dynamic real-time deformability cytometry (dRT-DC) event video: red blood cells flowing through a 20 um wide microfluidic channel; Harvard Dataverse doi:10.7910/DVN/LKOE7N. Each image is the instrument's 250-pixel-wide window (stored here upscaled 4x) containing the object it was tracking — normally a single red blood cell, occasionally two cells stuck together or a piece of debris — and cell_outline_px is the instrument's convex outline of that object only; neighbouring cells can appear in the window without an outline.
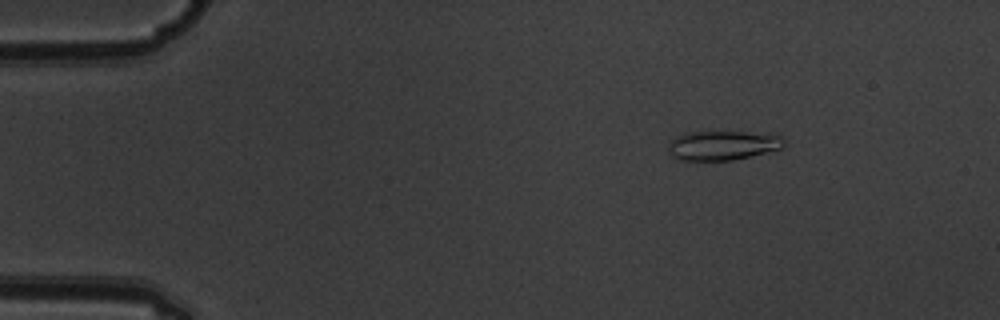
{"species": "common noctule bat (a hibernating species)", "species_latin": "Nyctalus noctula", "temperature_condition": "warm", "stored_images_in_passage": 8, "camera_frame_rate_fps": 3000, "um_per_image_px": 0.085, "animal": {"sex": "male", "body_mass_g": 19.5, "forearm_length_mm": 54.6}, "frame": {"image": 1, "passage_image": 3, "time_ms": 0.667, "image_size_px": [1000, 320], "cell_outline_px": [[784, 144], [780, 148], [732, 160], [680, 160], [672, 156], [668, 152], [668, 144], [676, 136], [684, 132], [744, 132], [784, 136]], "centroid_in_image_um": [61.36, 12.35], "position_along_channel_um": 23.6, "area_um2": 19.54}}
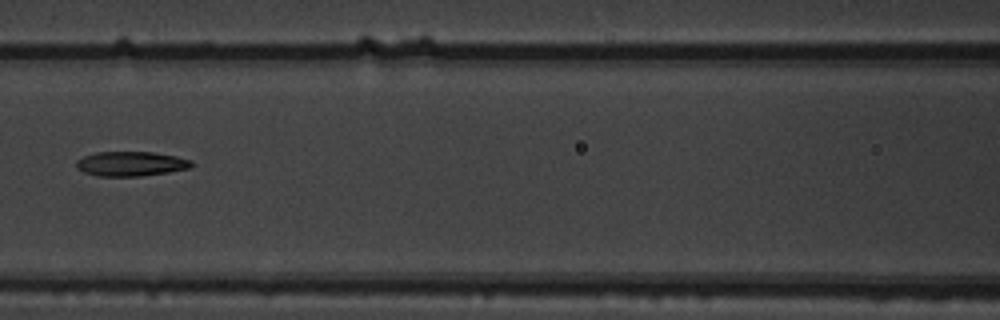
{"frame": {"image": 2, "passage_image": 8, "time_ms": 2.333, "image_size_px": [1000, 320], "cell_outline_px": [[192, 164], [188, 168], [168, 172], [140, 176], [100, 176], [84, 172], [76, 168], [76, 160], [84, 156], [96, 152], [152, 152], [176, 156], [192, 160]], "centroid_in_image_um": [11.1, 13.92], "position_along_channel_um": 155.5, "area_um2": 16.42}}